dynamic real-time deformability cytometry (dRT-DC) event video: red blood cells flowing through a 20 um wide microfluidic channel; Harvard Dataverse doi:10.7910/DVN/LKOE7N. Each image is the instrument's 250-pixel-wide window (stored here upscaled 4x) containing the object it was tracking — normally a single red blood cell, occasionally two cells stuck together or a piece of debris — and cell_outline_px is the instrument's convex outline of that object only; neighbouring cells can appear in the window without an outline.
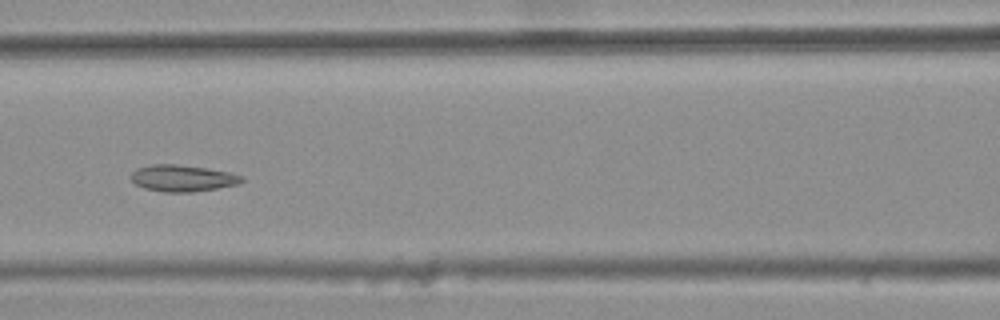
{"species": "common noctule bat (a hibernating species)", "species_latin": "Nyctalus noctula", "temperature_condition": "warm", "stored_images_in_passage": 6, "camera_frame_rate_fps": 3000, "um_per_image_px": 0.085, "animal": {"sex": "female", "body_mass_g": 25.1}, "frame": {"image": 1, "passage_image": 4, "time_ms": 1.0, "image_size_px": [1000, 320], "cell_outline_px": [[244, 180], [240, 184], [192, 192], [164, 192], [144, 188], [136, 184], [132, 180], [132, 172], [136, 168], [152, 164], [176, 164], [208, 168], [228, 172], [244, 176]], "centroid_in_image_um": [15.54, 15.14], "position_along_channel_um": 151.1, "area_um2": 17.17}}
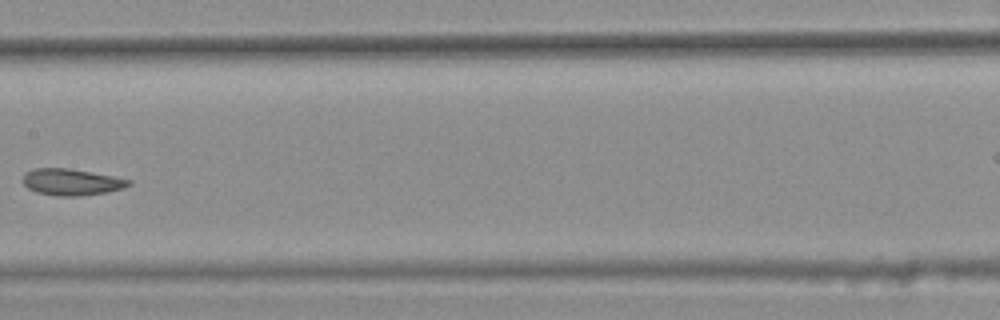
{"frame": {"image": 2, "passage_image": 5, "time_ms": 1.333, "image_size_px": [1000, 320], "cell_outline_px": [[132, 184], [124, 188], [108, 192], [80, 196], [56, 196], [36, 192], [28, 188], [24, 184], [24, 176], [32, 168], [68, 168], [112, 176], [132, 180]], "centroid_in_image_um": [6.11, 15.48], "position_along_channel_um": 201.3, "area_um2": 16.3}}
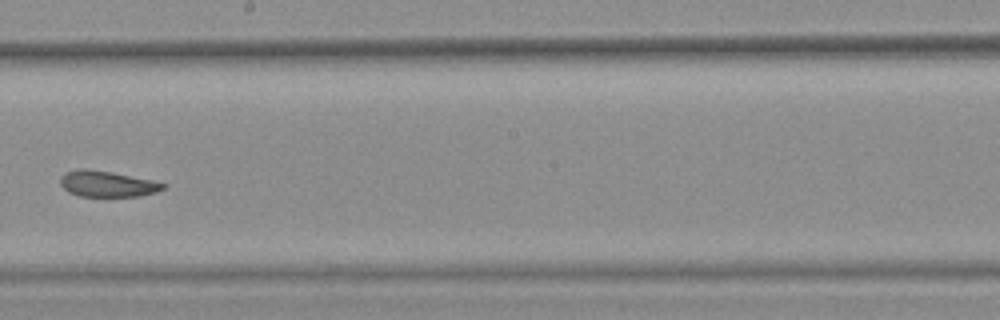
{"frame": {"image": 3, "passage_image": 6, "time_ms": 1.667, "image_size_px": [1000, 320], "cell_outline_px": [[168, 184], [164, 188], [156, 192], [140, 196], [80, 196], [68, 192], [60, 184], [60, 176], [64, 172], [80, 168], [84, 168], [112, 172], [152, 180]], "centroid_in_image_um": [9.09, 15.62], "position_along_channel_um": 239.1, "area_um2": 15.61}}